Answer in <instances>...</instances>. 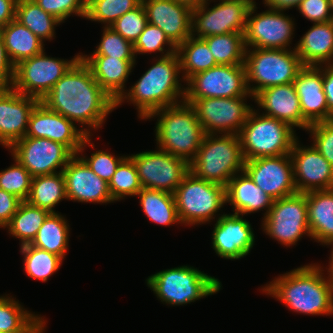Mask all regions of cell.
<instances>
[{
    "label": "cell",
    "mask_w": 333,
    "mask_h": 333,
    "mask_svg": "<svg viewBox=\"0 0 333 333\" xmlns=\"http://www.w3.org/2000/svg\"><path fill=\"white\" fill-rule=\"evenodd\" d=\"M0 32L8 57L14 66L45 51L44 41L16 19L1 27Z\"/></svg>",
    "instance_id": "32"
},
{
    "label": "cell",
    "mask_w": 333,
    "mask_h": 333,
    "mask_svg": "<svg viewBox=\"0 0 333 333\" xmlns=\"http://www.w3.org/2000/svg\"><path fill=\"white\" fill-rule=\"evenodd\" d=\"M149 24L159 27L177 47L191 36L192 7L173 0H142Z\"/></svg>",
    "instance_id": "24"
},
{
    "label": "cell",
    "mask_w": 333,
    "mask_h": 333,
    "mask_svg": "<svg viewBox=\"0 0 333 333\" xmlns=\"http://www.w3.org/2000/svg\"><path fill=\"white\" fill-rule=\"evenodd\" d=\"M49 214V211L34 206L26 200L21 201L5 228L8 229L10 236L20 240V246L30 244Z\"/></svg>",
    "instance_id": "37"
},
{
    "label": "cell",
    "mask_w": 333,
    "mask_h": 333,
    "mask_svg": "<svg viewBox=\"0 0 333 333\" xmlns=\"http://www.w3.org/2000/svg\"><path fill=\"white\" fill-rule=\"evenodd\" d=\"M20 250L24 256V271L32 279L46 282L63 263L60 256L30 244L20 246Z\"/></svg>",
    "instance_id": "40"
},
{
    "label": "cell",
    "mask_w": 333,
    "mask_h": 333,
    "mask_svg": "<svg viewBox=\"0 0 333 333\" xmlns=\"http://www.w3.org/2000/svg\"><path fill=\"white\" fill-rule=\"evenodd\" d=\"M9 150L32 177L62 172L74 155L62 143L46 138L23 137Z\"/></svg>",
    "instance_id": "18"
},
{
    "label": "cell",
    "mask_w": 333,
    "mask_h": 333,
    "mask_svg": "<svg viewBox=\"0 0 333 333\" xmlns=\"http://www.w3.org/2000/svg\"><path fill=\"white\" fill-rule=\"evenodd\" d=\"M80 53L71 60L53 58L41 52L15 65L12 88L23 95L41 100L56 82L80 59Z\"/></svg>",
    "instance_id": "11"
},
{
    "label": "cell",
    "mask_w": 333,
    "mask_h": 333,
    "mask_svg": "<svg viewBox=\"0 0 333 333\" xmlns=\"http://www.w3.org/2000/svg\"><path fill=\"white\" fill-rule=\"evenodd\" d=\"M173 1L185 3L192 8L197 7L202 2V0H173Z\"/></svg>",
    "instance_id": "57"
},
{
    "label": "cell",
    "mask_w": 333,
    "mask_h": 333,
    "mask_svg": "<svg viewBox=\"0 0 333 333\" xmlns=\"http://www.w3.org/2000/svg\"><path fill=\"white\" fill-rule=\"evenodd\" d=\"M247 97L254 100L253 96H241L184 101L194 108L205 134L238 135L246 122L248 114L254 108L245 101Z\"/></svg>",
    "instance_id": "14"
},
{
    "label": "cell",
    "mask_w": 333,
    "mask_h": 333,
    "mask_svg": "<svg viewBox=\"0 0 333 333\" xmlns=\"http://www.w3.org/2000/svg\"><path fill=\"white\" fill-rule=\"evenodd\" d=\"M244 165L238 135L205 134L196 157L189 163V171L195 177L226 186Z\"/></svg>",
    "instance_id": "5"
},
{
    "label": "cell",
    "mask_w": 333,
    "mask_h": 333,
    "mask_svg": "<svg viewBox=\"0 0 333 333\" xmlns=\"http://www.w3.org/2000/svg\"><path fill=\"white\" fill-rule=\"evenodd\" d=\"M217 64H244L246 45L244 33H226L203 38Z\"/></svg>",
    "instance_id": "39"
},
{
    "label": "cell",
    "mask_w": 333,
    "mask_h": 333,
    "mask_svg": "<svg viewBox=\"0 0 333 333\" xmlns=\"http://www.w3.org/2000/svg\"><path fill=\"white\" fill-rule=\"evenodd\" d=\"M18 0H0V28L16 19V4Z\"/></svg>",
    "instance_id": "54"
},
{
    "label": "cell",
    "mask_w": 333,
    "mask_h": 333,
    "mask_svg": "<svg viewBox=\"0 0 333 333\" xmlns=\"http://www.w3.org/2000/svg\"><path fill=\"white\" fill-rule=\"evenodd\" d=\"M93 0H83V3L87 6L90 2H92Z\"/></svg>",
    "instance_id": "58"
},
{
    "label": "cell",
    "mask_w": 333,
    "mask_h": 333,
    "mask_svg": "<svg viewBox=\"0 0 333 333\" xmlns=\"http://www.w3.org/2000/svg\"><path fill=\"white\" fill-rule=\"evenodd\" d=\"M89 55H104L119 59H136L134 45L111 27H103V34L96 50Z\"/></svg>",
    "instance_id": "45"
},
{
    "label": "cell",
    "mask_w": 333,
    "mask_h": 333,
    "mask_svg": "<svg viewBox=\"0 0 333 333\" xmlns=\"http://www.w3.org/2000/svg\"><path fill=\"white\" fill-rule=\"evenodd\" d=\"M299 13L313 23L333 20L330 0H304L298 5Z\"/></svg>",
    "instance_id": "50"
},
{
    "label": "cell",
    "mask_w": 333,
    "mask_h": 333,
    "mask_svg": "<svg viewBox=\"0 0 333 333\" xmlns=\"http://www.w3.org/2000/svg\"><path fill=\"white\" fill-rule=\"evenodd\" d=\"M255 0H224L208 8L201 2L192 9L191 35L205 38L226 33H244L247 14ZM208 4V5H207Z\"/></svg>",
    "instance_id": "12"
},
{
    "label": "cell",
    "mask_w": 333,
    "mask_h": 333,
    "mask_svg": "<svg viewBox=\"0 0 333 333\" xmlns=\"http://www.w3.org/2000/svg\"><path fill=\"white\" fill-rule=\"evenodd\" d=\"M40 101L74 124L79 123L87 136H93L91 129L102 128L108 114L117 108L115 99L96 82L81 58Z\"/></svg>",
    "instance_id": "1"
},
{
    "label": "cell",
    "mask_w": 333,
    "mask_h": 333,
    "mask_svg": "<svg viewBox=\"0 0 333 333\" xmlns=\"http://www.w3.org/2000/svg\"><path fill=\"white\" fill-rule=\"evenodd\" d=\"M45 12L55 16L62 23L71 15L85 18L86 5L83 0H33Z\"/></svg>",
    "instance_id": "48"
},
{
    "label": "cell",
    "mask_w": 333,
    "mask_h": 333,
    "mask_svg": "<svg viewBox=\"0 0 333 333\" xmlns=\"http://www.w3.org/2000/svg\"><path fill=\"white\" fill-rule=\"evenodd\" d=\"M13 160L14 164L0 171V189L25 201L29 196L32 176L16 158L13 157Z\"/></svg>",
    "instance_id": "43"
},
{
    "label": "cell",
    "mask_w": 333,
    "mask_h": 333,
    "mask_svg": "<svg viewBox=\"0 0 333 333\" xmlns=\"http://www.w3.org/2000/svg\"><path fill=\"white\" fill-rule=\"evenodd\" d=\"M332 244V245H331ZM332 246V250H331V253H330V258H329V265H328V268L326 267L327 270V275L329 276V279L332 281L333 283V242L328 244V246Z\"/></svg>",
    "instance_id": "56"
},
{
    "label": "cell",
    "mask_w": 333,
    "mask_h": 333,
    "mask_svg": "<svg viewBox=\"0 0 333 333\" xmlns=\"http://www.w3.org/2000/svg\"><path fill=\"white\" fill-rule=\"evenodd\" d=\"M67 221L58 212L50 213L30 245L56 254L64 260L70 236V227Z\"/></svg>",
    "instance_id": "35"
},
{
    "label": "cell",
    "mask_w": 333,
    "mask_h": 333,
    "mask_svg": "<svg viewBox=\"0 0 333 333\" xmlns=\"http://www.w3.org/2000/svg\"><path fill=\"white\" fill-rule=\"evenodd\" d=\"M323 91L327 99L328 120L333 119V64H323Z\"/></svg>",
    "instance_id": "53"
},
{
    "label": "cell",
    "mask_w": 333,
    "mask_h": 333,
    "mask_svg": "<svg viewBox=\"0 0 333 333\" xmlns=\"http://www.w3.org/2000/svg\"><path fill=\"white\" fill-rule=\"evenodd\" d=\"M226 203L233 206L235 214L247 215L271 209L274 199L259 188L243 170L235 174L225 186Z\"/></svg>",
    "instance_id": "28"
},
{
    "label": "cell",
    "mask_w": 333,
    "mask_h": 333,
    "mask_svg": "<svg viewBox=\"0 0 333 333\" xmlns=\"http://www.w3.org/2000/svg\"><path fill=\"white\" fill-rule=\"evenodd\" d=\"M212 2V1H214V0H202V2H205V3H208V2ZM216 1V0H215ZM219 1V0H218ZM220 1H224V0H220Z\"/></svg>",
    "instance_id": "59"
},
{
    "label": "cell",
    "mask_w": 333,
    "mask_h": 333,
    "mask_svg": "<svg viewBox=\"0 0 333 333\" xmlns=\"http://www.w3.org/2000/svg\"><path fill=\"white\" fill-rule=\"evenodd\" d=\"M294 85L300 100L303 117L310 123L328 120V106L323 91V65L304 66Z\"/></svg>",
    "instance_id": "26"
},
{
    "label": "cell",
    "mask_w": 333,
    "mask_h": 333,
    "mask_svg": "<svg viewBox=\"0 0 333 333\" xmlns=\"http://www.w3.org/2000/svg\"><path fill=\"white\" fill-rule=\"evenodd\" d=\"M142 189L136 166L127 156L118 166L109 182V191L114 201H120L127 196H136Z\"/></svg>",
    "instance_id": "42"
},
{
    "label": "cell",
    "mask_w": 333,
    "mask_h": 333,
    "mask_svg": "<svg viewBox=\"0 0 333 333\" xmlns=\"http://www.w3.org/2000/svg\"><path fill=\"white\" fill-rule=\"evenodd\" d=\"M136 196L140 197L141 209L151 222L164 226L181 223L174 194L142 188Z\"/></svg>",
    "instance_id": "36"
},
{
    "label": "cell",
    "mask_w": 333,
    "mask_h": 333,
    "mask_svg": "<svg viewBox=\"0 0 333 333\" xmlns=\"http://www.w3.org/2000/svg\"><path fill=\"white\" fill-rule=\"evenodd\" d=\"M324 271L318 263L297 267L275 277L261 290L294 312L330 316L333 315V283Z\"/></svg>",
    "instance_id": "2"
},
{
    "label": "cell",
    "mask_w": 333,
    "mask_h": 333,
    "mask_svg": "<svg viewBox=\"0 0 333 333\" xmlns=\"http://www.w3.org/2000/svg\"><path fill=\"white\" fill-rule=\"evenodd\" d=\"M330 3H331V10H332V13H333V0H330Z\"/></svg>",
    "instance_id": "60"
},
{
    "label": "cell",
    "mask_w": 333,
    "mask_h": 333,
    "mask_svg": "<svg viewBox=\"0 0 333 333\" xmlns=\"http://www.w3.org/2000/svg\"><path fill=\"white\" fill-rule=\"evenodd\" d=\"M256 4L254 1L247 14L244 32L246 48L291 49L294 19L271 9L257 13Z\"/></svg>",
    "instance_id": "16"
},
{
    "label": "cell",
    "mask_w": 333,
    "mask_h": 333,
    "mask_svg": "<svg viewBox=\"0 0 333 333\" xmlns=\"http://www.w3.org/2000/svg\"><path fill=\"white\" fill-rule=\"evenodd\" d=\"M129 157L136 166L142 188L174 194L183 177L189 172V164L184 159L158 148L131 154Z\"/></svg>",
    "instance_id": "15"
},
{
    "label": "cell",
    "mask_w": 333,
    "mask_h": 333,
    "mask_svg": "<svg viewBox=\"0 0 333 333\" xmlns=\"http://www.w3.org/2000/svg\"><path fill=\"white\" fill-rule=\"evenodd\" d=\"M146 283L162 303L171 306L190 304L219 292L222 287L219 279L190 265L156 272Z\"/></svg>",
    "instance_id": "6"
},
{
    "label": "cell",
    "mask_w": 333,
    "mask_h": 333,
    "mask_svg": "<svg viewBox=\"0 0 333 333\" xmlns=\"http://www.w3.org/2000/svg\"><path fill=\"white\" fill-rule=\"evenodd\" d=\"M261 226L266 235L286 247L296 245L303 235L311 238L306 193L274 200Z\"/></svg>",
    "instance_id": "10"
},
{
    "label": "cell",
    "mask_w": 333,
    "mask_h": 333,
    "mask_svg": "<svg viewBox=\"0 0 333 333\" xmlns=\"http://www.w3.org/2000/svg\"><path fill=\"white\" fill-rule=\"evenodd\" d=\"M9 294L0 296V333H44L46 320Z\"/></svg>",
    "instance_id": "31"
},
{
    "label": "cell",
    "mask_w": 333,
    "mask_h": 333,
    "mask_svg": "<svg viewBox=\"0 0 333 333\" xmlns=\"http://www.w3.org/2000/svg\"><path fill=\"white\" fill-rule=\"evenodd\" d=\"M243 170L274 200L298 193L290 154L245 161Z\"/></svg>",
    "instance_id": "19"
},
{
    "label": "cell",
    "mask_w": 333,
    "mask_h": 333,
    "mask_svg": "<svg viewBox=\"0 0 333 333\" xmlns=\"http://www.w3.org/2000/svg\"><path fill=\"white\" fill-rule=\"evenodd\" d=\"M62 173L67 200L94 204L115 202L109 191V183L96 175L79 154L70 158Z\"/></svg>",
    "instance_id": "22"
},
{
    "label": "cell",
    "mask_w": 333,
    "mask_h": 333,
    "mask_svg": "<svg viewBox=\"0 0 333 333\" xmlns=\"http://www.w3.org/2000/svg\"><path fill=\"white\" fill-rule=\"evenodd\" d=\"M141 3L142 0H93L86 6L85 19L111 27L118 18Z\"/></svg>",
    "instance_id": "41"
},
{
    "label": "cell",
    "mask_w": 333,
    "mask_h": 333,
    "mask_svg": "<svg viewBox=\"0 0 333 333\" xmlns=\"http://www.w3.org/2000/svg\"><path fill=\"white\" fill-rule=\"evenodd\" d=\"M218 218V219H217ZM212 231V247L224 259L238 260L247 256L255 244L250 222L240 214L217 216Z\"/></svg>",
    "instance_id": "21"
},
{
    "label": "cell",
    "mask_w": 333,
    "mask_h": 333,
    "mask_svg": "<svg viewBox=\"0 0 333 333\" xmlns=\"http://www.w3.org/2000/svg\"><path fill=\"white\" fill-rule=\"evenodd\" d=\"M311 240L328 245L333 242V189L306 192Z\"/></svg>",
    "instance_id": "30"
},
{
    "label": "cell",
    "mask_w": 333,
    "mask_h": 333,
    "mask_svg": "<svg viewBox=\"0 0 333 333\" xmlns=\"http://www.w3.org/2000/svg\"><path fill=\"white\" fill-rule=\"evenodd\" d=\"M158 117L155 126L157 148L184 159L196 157L205 135L194 108L185 101L152 112L146 119Z\"/></svg>",
    "instance_id": "4"
},
{
    "label": "cell",
    "mask_w": 333,
    "mask_h": 333,
    "mask_svg": "<svg viewBox=\"0 0 333 333\" xmlns=\"http://www.w3.org/2000/svg\"><path fill=\"white\" fill-rule=\"evenodd\" d=\"M254 101L264 109L262 114L284 121L293 129L307 130L311 125L302 115L294 83L268 87L260 91Z\"/></svg>",
    "instance_id": "25"
},
{
    "label": "cell",
    "mask_w": 333,
    "mask_h": 333,
    "mask_svg": "<svg viewBox=\"0 0 333 333\" xmlns=\"http://www.w3.org/2000/svg\"><path fill=\"white\" fill-rule=\"evenodd\" d=\"M75 125L39 101L30 114L25 137L46 138L62 143L73 154H82L87 145L94 149L91 136H87Z\"/></svg>",
    "instance_id": "17"
},
{
    "label": "cell",
    "mask_w": 333,
    "mask_h": 333,
    "mask_svg": "<svg viewBox=\"0 0 333 333\" xmlns=\"http://www.w3.org/2000/svg\"><path fill=\"white\" fill-rule=\"evenodd\" d=\"M20 203L18 197L0 189V228L5 229Z\"/></svg>",
    "instance_id": "51"
},
{
    "label": "cell",
    "mask_w": 333,
    "mask_h": 333,
    "mask_svg": "<svg viewBox=\"0 0 333 333\" xmlns=\"http://www.w3.org/2000/svg\"><path fill=\"white\" fill-rule=\"evenodd\" d=\"M263 4L268 6V9L274 11L284 12L286 10L292 9L293 7H297L304 0H263Z\"/></svg>",
    "instance_id": "55"
},
{
    "label": "cell",
    "mask_w": 333,
    "mask_h": 333,
    "mask_svg": "<svg viewBox=\"0 0 333 333\" xmlns=\"http://www.w3.org/2000/svg\"><path fill=\"white\" fill-rule=\"evenodd\" d=\"M183 81L187 82L197 73L217 66L208 44L203 38L190 36L176 47Z\"/></svg>",
    "instance_id": "33"
},
{
    "label": "cell",
    "mask_w": 333,
    "mask_h": 333,
    "mask_svg": "<svg viewBox=\"0 0 333 333\" xmlns=\"http://www.w3.org/2000/svg\"><path fill=\"white\" fill-rule=\"evenodd\" d=\"M306 131L310 133L312 145L333 166V119L313 123Z\"/></svg>",
    "instance_id": "49"
},
{
    "label": "cell",
    "mask_w": 333,
    "mask_h": 333,
    "mask_svg": "<svg viewBox=\"0 0 333 333\" xmlns=\"http://www.w3.org/2000/svg\"><path fill=\"white\" fill-rule=\"evenodd\" d=\"M40 100L10 88H0V144L10 148L25 137L29 117Z\"/></svg>",
    "instance_id": "23"
},
{
    "label": "cell",
    "mask_w": 333,
    "mask_h": 333,
    "mask_svg": "<svg viewBox=\"0 0 333 333\" xmlns=\"http://www.w3.org/2000/svg\"><path fill=\"white\" fill-rule=\"evenodd\" d=\"M241 96H252L247 88L244 64H218L195 74L186 82L185 86V100Z\"/></svg>",
    "instance_id": "13"
},
{
    "label": "cell",
    "mask_w": 333,
    "mask_h": 333,
    "mask_svg": "<svg viewBox=\"0 0 333 333\" xmlns=\"http://www.w3.org/2000/svg\"><path fill=\"white\" fill-rule=\"evenodd\" d=\"M299 142L297 138L290 152L297 192L333 189V166L313 145Z\"/></svg>",
    "instance_id": "20"
},
{
    "label": "cell",
    "mask_w": 333,
    "mask_h": 333,
    "mask_svg": "<svg viewBox=\"0 0 333 333\" xmlns=\"http://www.w3.org/2000/svg\"><path fill=\"white\" fill-rule=\"evenodd\" d=\"M148 24L143 4L118 18L111 28L133 45Z\"/></svg>",
    "instance_id": "46"
},
{
    "label": "cell",
    "mask_w": 333,
    "mask_h": 333,
    "mask_svg": "<svg viewBox=\"0 0 333 333\" xmlns=\"http://www.w3.org/2000/svg\"><path fill=\"white\" fill-rule=\"evenodd\" d=\"M15 66L8 57L3 37L0 32V88L12 87Z\"/></svg>",
    "instance_id": "52"
},
{
    "label": "cell",
    "mask_w": 333,
    "mask_h": 333,
    "mask_svg": "<svg viewBox=\"0 0 333 333\" xmlns=\"http://www.w3.org/2000/svg\"><path fill=\"white\" fill-rule=\"evenodd\" d=\"M154 62L116 101V107L126 100L132 103L136 106L138 117L142 120H146L158 109L176 105L185 100V86L180 83L183 79L180 78L181 69L177 53L160 57V59L155 58Z\"/></svg>",
    "instance_id": "3"
},
{
    "label": "cell",
    "mask_w": 333,
    "mask_h": 333,
    "mask_svg": "<svg viewBox=\"0 0 333 333\" xmlns=\"http://www.w3.org/2000/svg\"><path fill=\"white\" fill-rule=\"evenodd\" d=\"M67 200L65 179L62 172L32 177L26 201L34 206L56 213L54 207Z\"/></svg>",
    "instance_id": "34"
},
{
    "label": "cell",
    "mask_w": 333,
    "mask_h": 333,
    "mask_svg": "<svg viewBox=\"0 0 333 333\" xmlns=\"http://www.w3.org/2000/svg\"><path fill=\"white\" fill-rule=\"evenodd\" d=\"M244 65L247 88L253 98L268 87L294 83L298 72L304 67L295 48H247Z\"/></svg>",
    "instance_id": "8"
},
{
    "label": "cell",
    "mask_w": 333,
    "mask_h": 333,
    "mask_svg": "<svg viewBox=\"0 0 333 333\" xmlns=\"http://www.w3.org/2000/svg\"><path fill=\"white\" fill-rule=\"evenodd\" d=\"M16 20L43 41L53 40L55 27L62 23L52 14L45 12L33 0L17 1Z\"/></svg>",
    "instance_id": "38"
},
{
    "label": "cell",
    "mask_w": 333,
    "mask_h": 333,
    "mask_svg": "<svg viewBox=\"0 0 333 333\" xmlns=\"http://www.w3.org/2000/svg\"><path fill=\"white\" fill-rule=\"evenodd\" d=\"M174 197L179 220L185 226L211 222L226 204L225 186L195 177L190 171Z\"/></svg>",
    "instance_id": "9"
},
{
    "label": "cell",
    "mask_w": 333,
    "mask_h": 333,
    "mask_svg": "<svg viewBox=\"0 0 333 333\" xmlns=\"http://www.w3.org/2000/svg\"><path fill=\"white\" fill-rule=\"evenodd\" d=\"M80 54V58L89 67L96 82L117 101L125 92V83L135 67L136 59Z\"/></svg>",
    "instance_id": "27"
},
{
    "label": "cell",
    "mask_w": 333,
    "mask_h": 333,
    "mask_svg": "<svg viewBox=\"0 0 333 333\" xmlns=\"http://www.w3.org/2000/svg\"><path fill=\"white\" fill-rule=\"evenodd\" d=\"M165 45L168 46L167 50ZM134 52L135 57L137 54L159 52L162 54L160 58L176 53V46L159 27L148 23L134 43Z\"/></svg>",
    "instance_id": "44"
},
{
    "label": "cell",
    "mask_w": 333,
    "mask_h": 333,
    "mask_svg": "<svg viewBox=\"0 0 333 333\" xmlns=\"http://www.w3.org/2000/svg\"><path fill=\"white\" fill-rule=\"evenodd\" d=\"M89 168L98 175L101 179L109 183L113 177V174L117 170L119 164L127 157L114 156L113 153H109L104 150H97L92 153L89 158L87 156L79 155Z\"/></svg>",
    "instance_id": "47"
},
{
    "label": "cell",
    "mask_w": 333,
    "mask_h": 333,
    "mask_svg": "<svg viewBox=\"0 0 333 333\" xmlns=\"http://www.w3.org/2000/svg\"><path fill=\"white\" fill-rule=\"evenodd\" d=\"M295 46L304 66L333 64V20L313 23Z\"/></svg>",
    "instance_id": "29"
},
{
    "label": "cell",
    "mask_w": 333,
    "mask_h": 333,
    "mask_svg": "<svg viewBox=\"0 0 333 333\" xmlns=\"http://www.w3.org/2000/svg\"><path fill=\"white\" fill-rule=\"evenodd\" d=\"M295 132L286 122L252 108L238 133L245 161L290 154L298 138Z\"/></svg>",
    "instance_id": "7"
}]
</instances>
